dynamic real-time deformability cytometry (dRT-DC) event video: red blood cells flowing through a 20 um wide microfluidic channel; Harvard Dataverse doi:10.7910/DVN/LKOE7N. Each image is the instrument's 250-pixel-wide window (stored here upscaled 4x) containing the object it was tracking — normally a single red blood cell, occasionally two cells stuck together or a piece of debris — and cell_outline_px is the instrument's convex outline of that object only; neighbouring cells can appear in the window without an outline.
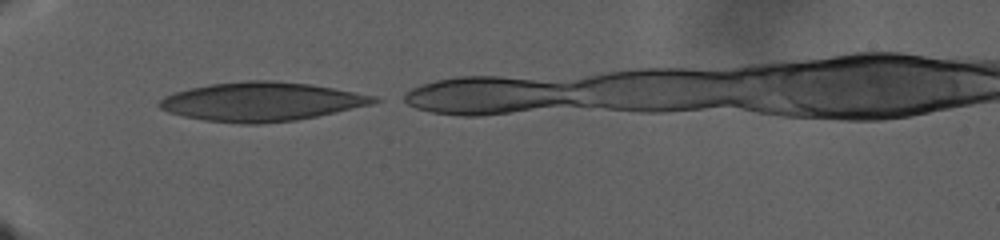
{"species": "human", "species_latin": "Homo sapiens", "temperature_condition": "warm", "stored_images_in_passage": 25, "camera_frame_rate_fps": 3000, "um_per_image_px": 0.085, "donor": {"sex": "male"}, "frame": {"image": 1, "passage_image": 1, "time_ms": 0.0, "image_size_px": [1000, 240], "cell_outline_px": [[384, 100], [372, 104], [316, 116], [296, 120], [260, 124], [240, 124], [204, 120], [184, 116], [168, 112], [160, 108], [156, 104], [164, 96], [172, 92], [212, 84], [248, 80], [272, 80], [312, 84], [356, 92], [376, 96]], "centroid_in_image_um": [22.22, 8.64], "position_along_channel_um": 62.8, "area_um2": 48.67}}
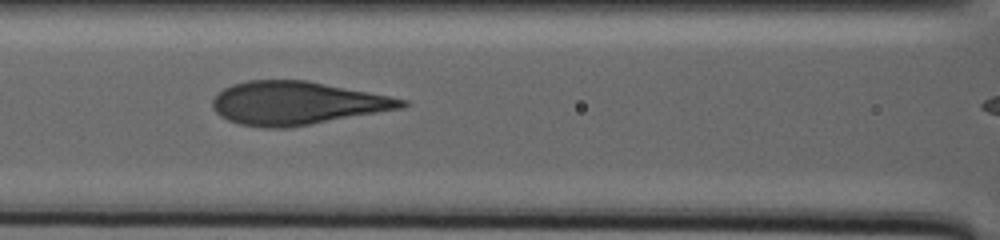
{"frame": {"image": 2, "passage_image": 17, "time_ms": 5.333, "image_size_px": [1000, 240], "cell_outline_px": [[412, 104], [404, 108], [288, 128], [264, 128], [240, 124], [228, 120], [220, 116], [212, 108], [212, 100], [224, 88], [232, 84], [248, 80], [308, 80], [408, 100]], "centroid_in_image_um": [25.24, 8.77], "position_along_channel_um": 141.4, "area_um2": 47.69}}
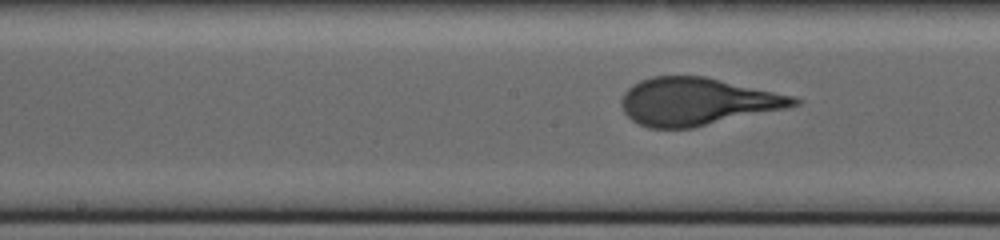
{"frame": {"image": 3, "passage_image": 25, "time_ms": 8.0, "image_size_px": [1000, 240], "cell_outline_px": [[800, 104], [784, 108], [692, 128], [648, 128], [636, 124], [624, 112], [620, 104], [620, 100], [624, 92], [632, 84], [640, 80], [652, 76], [704, 76], [792, 96], [800, 100]], "centroid_in_image_um": [59.16, 8.63], "position_along_channel_um": 189.0, "area_um2": 47.4}}